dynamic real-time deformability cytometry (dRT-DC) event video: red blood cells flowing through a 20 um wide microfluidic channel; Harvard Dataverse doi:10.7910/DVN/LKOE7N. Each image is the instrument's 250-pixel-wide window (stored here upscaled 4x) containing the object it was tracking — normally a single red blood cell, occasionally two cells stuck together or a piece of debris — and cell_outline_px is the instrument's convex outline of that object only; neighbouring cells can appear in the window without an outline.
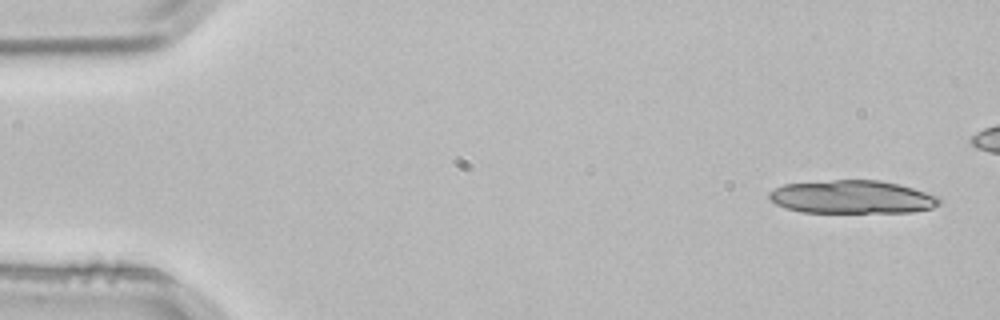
{"species": "common noctule bat (a hibernating species)", "species_latin": "Nyctalus noctula", "temperature_condition": "room temperature", "stored_images_in_passage": 5, "camera_frame_rate_fps": 3000, "um_per_image_px": 0.085, "animal": {"sex": "male", "body_mass_g": 21.5, "forearm_length_mm": 52.0}, "frame": {"image": 1, "passage_image": 1, "time_ms": 0.0, "image_size_px": [1000, 320], "cell_outline_px": [[940, 204], [932, 208], [912, 212], [800, 212], [784, 208], [776, 204], [768, 196], [768, 192], [784, 184], [832, 180], [880, 180], [912, 188], [936, 196], [940, 200]], "centroid_in_image_um": [72.39, 16.75], "position_along_channel_um": 12.6, "area_um2": 32.71}}